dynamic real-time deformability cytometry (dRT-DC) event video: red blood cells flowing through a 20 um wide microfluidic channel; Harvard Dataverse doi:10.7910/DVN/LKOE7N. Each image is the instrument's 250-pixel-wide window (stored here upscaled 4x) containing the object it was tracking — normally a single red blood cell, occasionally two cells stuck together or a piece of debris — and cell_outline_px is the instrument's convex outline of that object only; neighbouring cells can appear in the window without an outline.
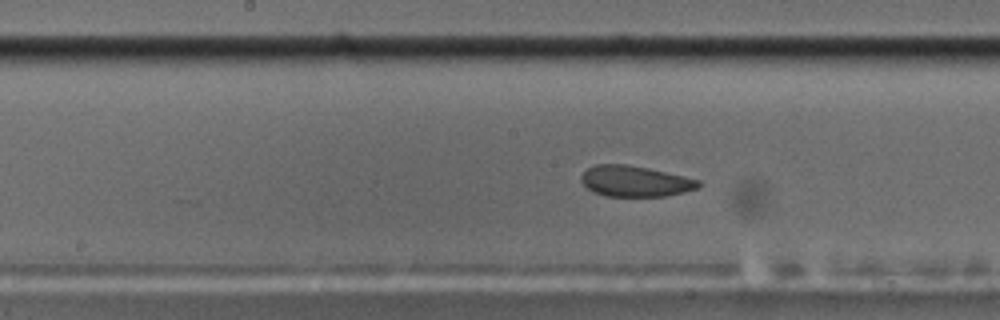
{"species": "common noctule bat (a hibernating species)", "species_latin": "Nyctalus noctula", "temperature_condition": "cold", "stored_images_in_passage": 55, "camera_frame_rate_fps": 3000, "um_per_image_px": 0.085, "animal": {"sex": "male", "body_mass_g": 17.5, "forearm_length_mm": 52.3}, "frame": {"image": 1, "passage_image": 28, "time_ms": 9.0, "image_size_px": [1000, 320], "cell_outline_px": [[700, 188], [684, 192], [664, 196], [604, 196], [592, 192], [580, 180], [580, 176], [588, 168], [596, 164], [624, 164], [648, 168], [700, 180]], "centroid_in_image_um": [53.97, 15.41], "position_along_channel_um": 194.2, "area_um2": 21.04}}
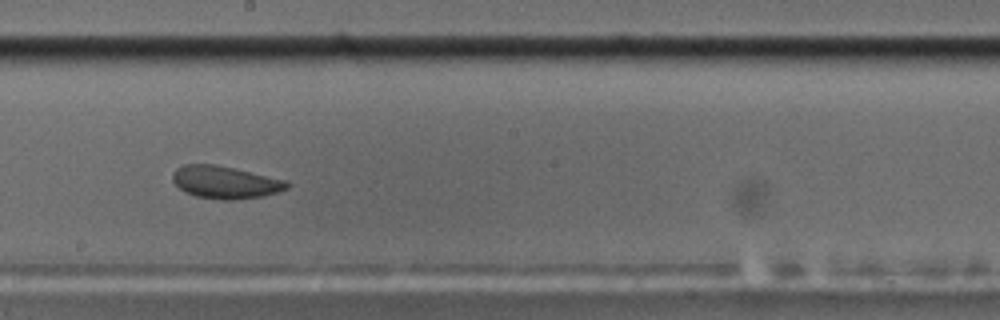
{"frame": {"image": 2, "passage_image": 31, "time_ms": 10.0, "image_size_px": [1000, 320], "cell_outline_px": [[288, 188], [264, 196], [232, 200], [224, 200], [196, 196], [184, 192], [172, 180], [172, 172], [176, 168], [184, 164], [216, 164], [288, 180]], "centroid_in_image_um": [19.13, 15.48], "position_along_channel_um": 229.1, "area_um2": 21.73}}
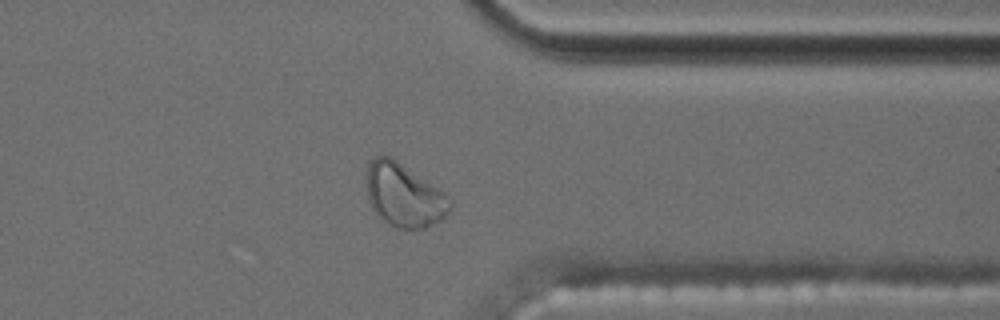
{"frame": {"image": 3, "passage_image": 44, "time_ms": 14.333, "image_size_px": [1000, 320], "cell_outline_px": [[452, 208], [440, 220], [424, 228], [396, 228], [376, 216], [368, 200], [368, 160], [376, 156], [388, 156], [444, 192], [452, 200]], "centroid_in_image_um": [34.34, 16.62], "position_along_channel_um": 377.1, "area_um2": 30.29}}